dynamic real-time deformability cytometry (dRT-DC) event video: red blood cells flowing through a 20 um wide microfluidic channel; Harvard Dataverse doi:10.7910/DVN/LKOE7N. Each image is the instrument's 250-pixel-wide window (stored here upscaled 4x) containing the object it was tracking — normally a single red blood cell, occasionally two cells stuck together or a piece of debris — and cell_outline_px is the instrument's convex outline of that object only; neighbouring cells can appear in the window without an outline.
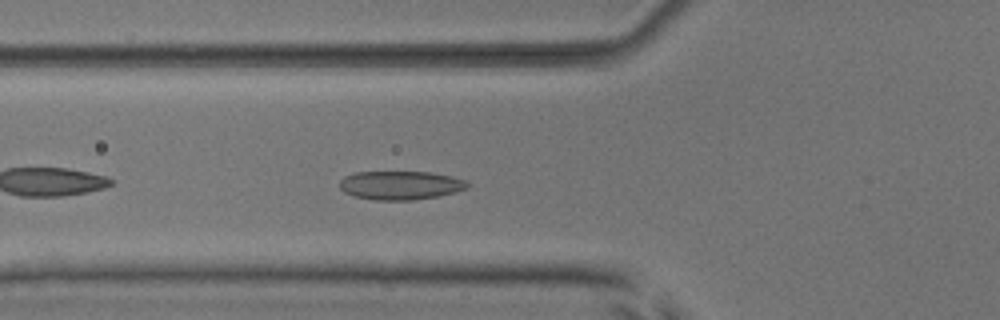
{"species": "common noctule bat (a hibernating species)", "species_latin": "Nyctalus noctula", "temperature_condition": "room temperature", "stored_images_in_passage": 39, "camera_frame_rate_fps": 3000, "um_per_image_px": 0.085, "animal": {"sex": "male", "body_mass_g": 17.9, "forearm_length_mm": 54.2}, "frame": {"image": 1, "passage_image": 5, "time_ms": 1.333, "image_size_px": [1000, 320], "cell_outline_px": [[468, 188], [456, 192], [436, 196], [412, 200], [372, 200], [352, 196], [344, 192], [340, 188], [340, 180], [344, 176], [356, 172], [428, 172], [452, 176], [468, 180]], "centroid_in_image_um": [34.03, 15.75], "position_along_channel_um": 91.8, "area_um2": 21.5}}
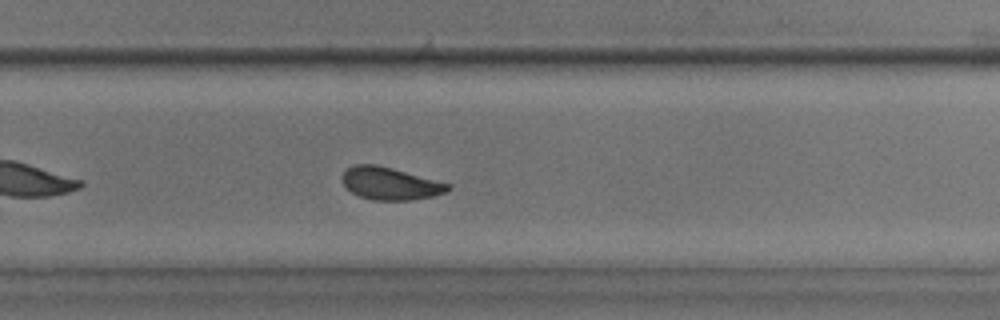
{"frame": {"image": 2, "passage_image": 21, "time_ms": 6.667, "image_size_px": [1000, 320], "cell_outline_px": [[452, 188], [444, 192], [432, 196], [412, 200], [372, 200], [360, 196], [352, 192], [344, 184], [340, 176], [348, 168], [356, 164], [376, 164], [392, 168], [452, 184]], "centroid_in_image_um": [33.17, 15.59], "position_along_channel_um": 296.6, "area_um2": 19.94}}
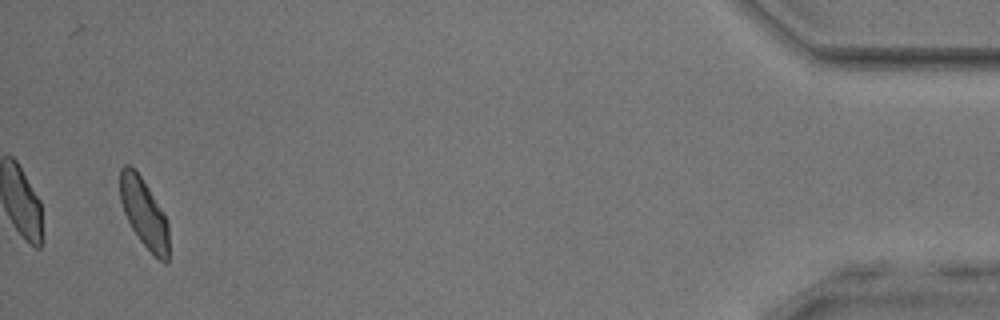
{"frame": {"image": 3, "passage_image": 37, "time_ms": 12.0, "image_size_px": [1000, 320], "cell_outline_px": [[168, 260], [164, 264], [140, 240], [132, 228], [124, 212], [120, 200], [120, 168], [124, 164], [128, 164], [140, 176], [148, 188], [168, 220]], "centroid_in_image_um": [12.24, 18.1], "position_along_channel_um": 423.0, "area_um2": 19.19}, "authors_computed_cell_mechanics": {"area_um2": 20.23, "velocity_mm_per_s": 3.8552, "shape_relaxation_time_tau1_ms": 3.1246, "shape_relaxation_time_tau2_ms": 1.6994, "deformation_change_tau1": 0.103, "deformation_change_tau2": 0.0588}}